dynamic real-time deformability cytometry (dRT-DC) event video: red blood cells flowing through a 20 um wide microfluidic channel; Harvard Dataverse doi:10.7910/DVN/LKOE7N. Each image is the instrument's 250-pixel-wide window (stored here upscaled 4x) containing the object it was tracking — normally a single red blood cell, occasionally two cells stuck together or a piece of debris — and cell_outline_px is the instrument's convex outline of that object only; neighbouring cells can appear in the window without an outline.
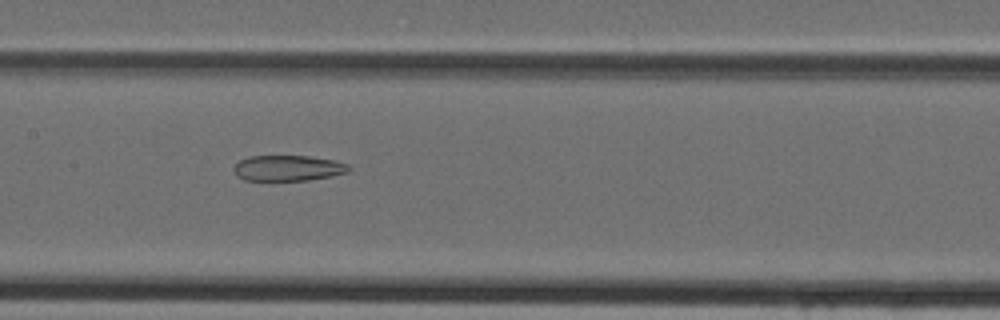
{"species": "Egyptian fruit bat (a non-hibernating species)", "species_latin": "Rousettus aegyptiacus", "temperature_condition": "cold", "stored_images_in_passage": 45, "camera_frame_rate_fps": 3000, "um_per_image_px": 0.085, "animal": {"sex": "female"}, "frame": {"image": 1, "passage_image": 22, "time_ms": 7.0, "image_size_px": [1000, 320], "cell_outline_px": [[352, 168], [348, 172], [332, 176], [308, 180], [244, 180], [236, 176], [232, 168], [240, 160], [248, 156], [308, 156], [336, 160], [348, 164]], "centroid_in_image_um": [24.49, 14.28], "position_along_channel_um": 182.9, "area_um2": 17.34}}
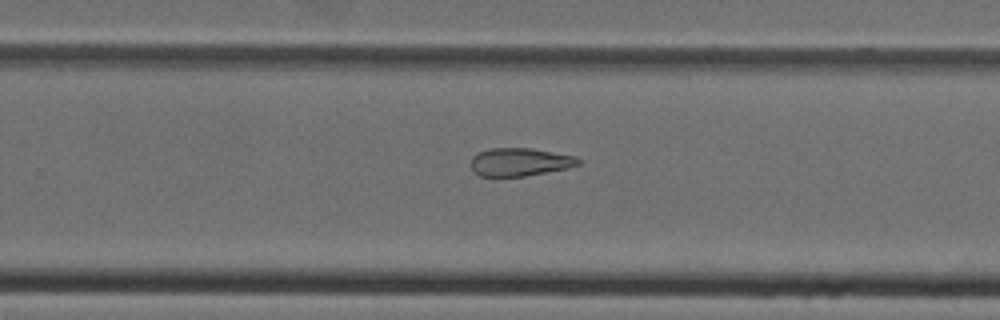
{"frame": {"image": 2, "passage_image": 29, "time_ms": 9.333, "image_size_px": [1000, 320], "cell_outline_px": [[580, 164], [568, 168], [524, 176], [480, 176], [472, 168], [472, 156], [488, 148], [532, 148], [576, 156], [580, 160]], "centroid_in_image_um": [44.21, 13.76], "position_along_channel_um": 285.6, "area_um2": 17.46}}
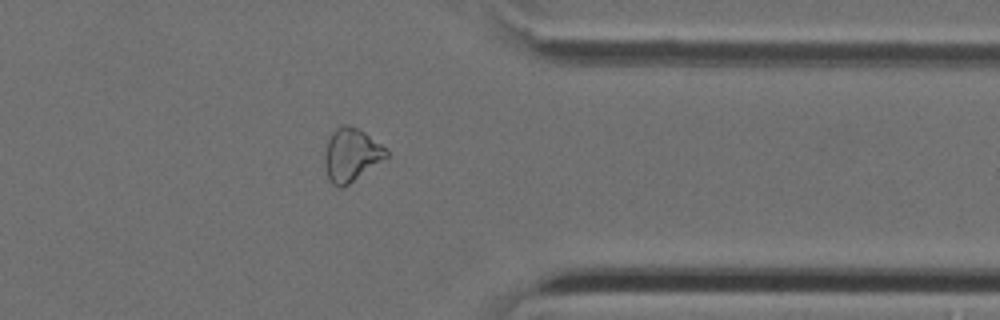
{"frame": {"image": 3, "passage_image": 36, "time_ms": 11.667, "image_size_px": [1000, 320], "cell_outline_px": [[388, 156], [344, 188], [340, 188], [332, 184], [328, 176], [324, 164], [324, 152], [328, 140], [332, 132], [336, 128], [344, 124], [348, 124], [364, 132], [380, 144], [388, 152]], "centroid_in_image_um": [29.82, 13.18], "position_along_channel_um": 381.6, "area_um2": 18.9}}